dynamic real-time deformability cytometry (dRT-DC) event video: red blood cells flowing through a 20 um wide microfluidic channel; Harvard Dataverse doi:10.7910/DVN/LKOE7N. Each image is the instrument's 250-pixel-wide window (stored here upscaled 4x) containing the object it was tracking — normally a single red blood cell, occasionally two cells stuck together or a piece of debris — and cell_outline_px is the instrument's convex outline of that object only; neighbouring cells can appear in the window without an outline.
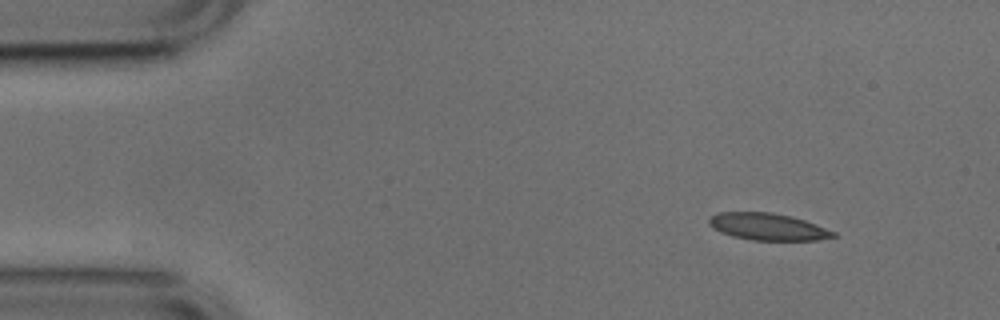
{"species": "common noctule bat (a hibernating species)", "species_latin": "Nyctalus noctula", "temperature_condition": "cold", "stored_images_in_passage": 30, "camera_frame_rate_fps": 3000, "um_per_image_px": 0.085, "animal": {"sex": "male", "body_mass_g": 17.9, "forearm_length_mm": 54.2}, "frame": {"image": 1, "passage_image": 1, "time_ms": 0.0, "image_size_px": [1000, 320], "cell_outline_px": [[836, 236], [816, 240], [752, 240], [732, 236], [720, 232], [712, 228], [708, 224], [708, 216], [716, 212], [772, 212], [804, 220], [816, 224], [836, 232]], "centroid_in_image_um": [65.2, 19.26], "position_along_channel_um": 19.8, "area_um2": 19.59}}
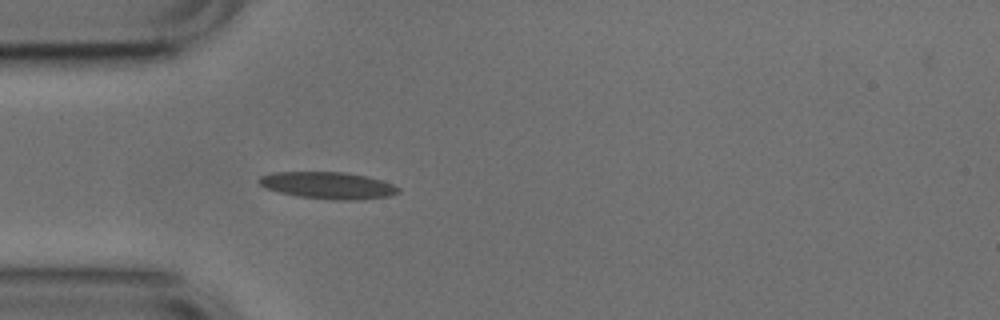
{"frame": {"image": 2, "passage_image": 10, "time_ms": 3.0, "image_size_px": [1000, 320], "cell_outline_px": [[400, 192], [388, 196], [356, 200], [332, 200], [300, 196], [280, 192], [268, 188], [260, 184], [256, 180], [260, 176], [272, 172], [344, 172], [364, 176], [380, 180], [392, 184], [400, 188]], "centroid_in_image_um": [27.87, 15.75], "position_along_channel_um": 57.1, "area_um2": 21.62}}
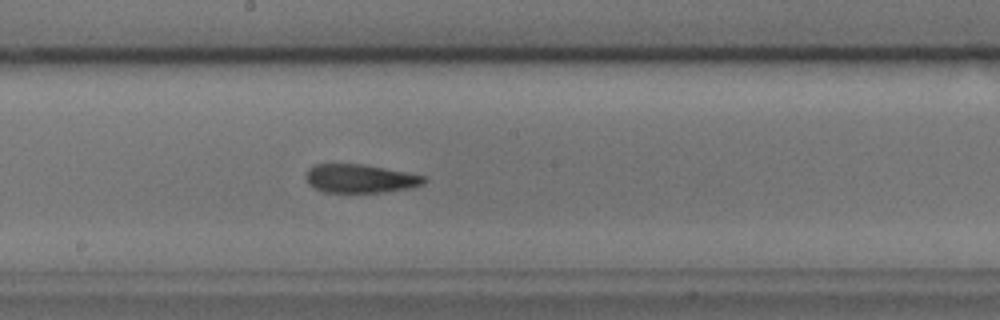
{"frame": {"image": 3, "passage_image": 23, "time_ms": 7.333, "image_size_px": [1000, 320], "cell_outline_px": [[428, 180], [424, 184], [412, 188], [384, 192], [324, 192], [312, 188], [308, 184], [304, 176], [308, 168], [316, 164], [364, 164], [428, 176]], "centroid_in_image_um": [30.63, 15.18], "position_along_channel_um": 217.6, "area_um2": 20.06}}